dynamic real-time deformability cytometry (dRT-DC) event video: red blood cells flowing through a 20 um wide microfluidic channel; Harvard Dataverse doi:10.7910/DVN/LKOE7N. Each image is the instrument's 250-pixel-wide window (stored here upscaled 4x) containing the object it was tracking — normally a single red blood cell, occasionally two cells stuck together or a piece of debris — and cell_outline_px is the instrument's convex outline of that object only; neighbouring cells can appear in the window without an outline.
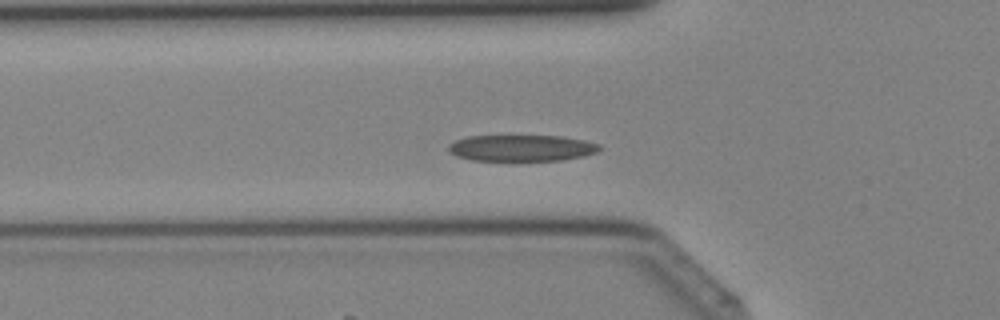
{"species": "Egyptian fruit bat (a non-hibernating species)", "species_latin": "Rousettus aegyptiacus", "temperature_condition": "cold", "stored_images_in_passage": 36, "camera_frame_rate_fps": 3000, "um_per_image_px": 0.085, "animal": {"sex": "female"}, "frame": {"image": 1, "passage_image": 9, "time_ms": 2.667, "image_size_px": [1000, 320], "cell_outline_px": [[600, 148], [596, 152], [584, 156], [560, 160], [472, 160], [456, 156], [448, 148], [448, 144], [456, 140], [468, 136], [560, 136], [584, 140], [600, 144]], "centroid_in_image_um": [44.33, 12.57], "position_along_channel_um": 81.5, "area_um2": 22.95}}
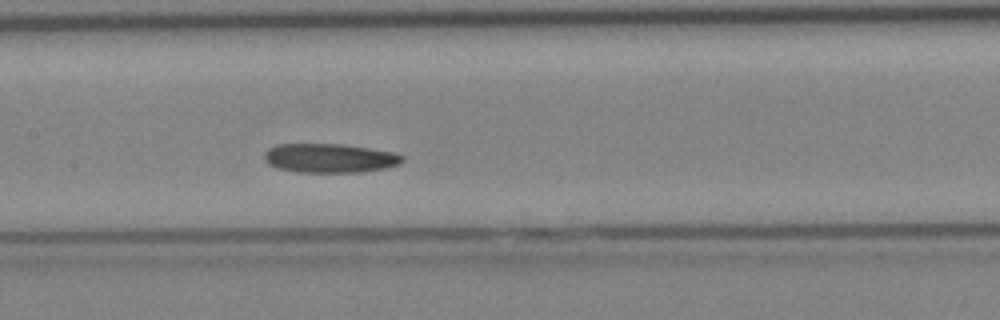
{"frame": {"image": 2, "passage_image": 15, "time_ms": 4.667, "image_size_px": [1000, 320], "cell_outline_px": [[404, 160], [400, 164], [384, 168], [360, 172], [296, 172], [276, 168], [268, 164], [264, 160], [264, 156], [268, 148], [276, 144], [340, 144], [368, 148], [392, 152], [404, 156]], "centroid_in_image_um": [27.99, 13.44], "position_along_channel_um": 179.4, "area_um2": 23.41}}
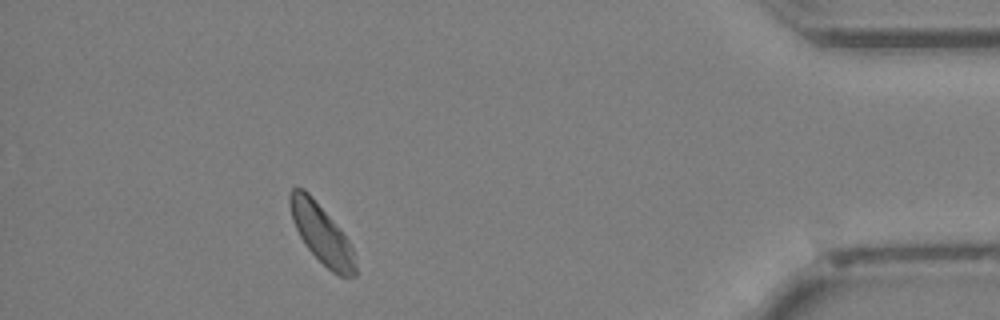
{"frame": {"image": 3, "passage_image": 32, "time_ms": 10.333, "image_size_px": [1000, 320], "cell_outline_px": [[356, 276], [340, 276], [332, 272], [304, 244], [292, 220], [288, 200], [288, 196], [292, 188], [304, 188], [312, 196], [348, 240], [352, 248], [356, 268]], "centroid_in_image_um": [27.3, 19.86], "position_along_channel_um": 407.9, "area_um2": 21.96}}